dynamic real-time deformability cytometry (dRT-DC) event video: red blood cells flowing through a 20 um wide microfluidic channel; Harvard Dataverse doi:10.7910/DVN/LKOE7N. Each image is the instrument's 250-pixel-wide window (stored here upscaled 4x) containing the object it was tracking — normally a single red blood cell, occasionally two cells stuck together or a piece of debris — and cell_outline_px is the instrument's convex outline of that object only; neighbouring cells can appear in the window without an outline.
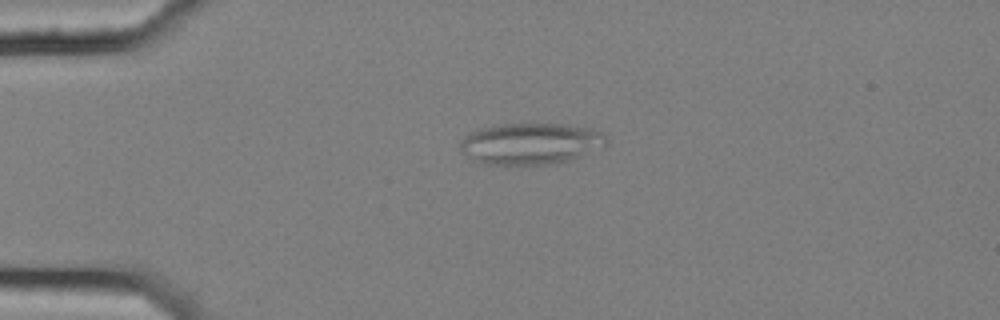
{"species": "common noctule bat (a hibernating species)", "species_latin": "Nyctalus noctula", "temperature_condition": "cold", "stored_images_in_passage": 57, "segment_of_instrument_passage": [1, 2], "camera_frame_rate_fps": 3000, "um_per_image_px": 0.085, "animal": {"sex": "female", "body_mass_g": 25.1}, "frame": {"image": 1, "passage_image": 14, "time_ms": 4.333, "image_size_px": [1000, 320], "cell_outline_px": [[608, 144], [604, 148], [556, 164], [480, 164], [472, 160], [460, 152], [460, 140], [468, 132], [476, 128], [496, 124], [568, 124], [592, 128], [604, 132], [608, 140]], "centroid_in_image_um": [45.1, 12.2], "position_along_channel_um": 39.9, "area_um2": 36.13}}